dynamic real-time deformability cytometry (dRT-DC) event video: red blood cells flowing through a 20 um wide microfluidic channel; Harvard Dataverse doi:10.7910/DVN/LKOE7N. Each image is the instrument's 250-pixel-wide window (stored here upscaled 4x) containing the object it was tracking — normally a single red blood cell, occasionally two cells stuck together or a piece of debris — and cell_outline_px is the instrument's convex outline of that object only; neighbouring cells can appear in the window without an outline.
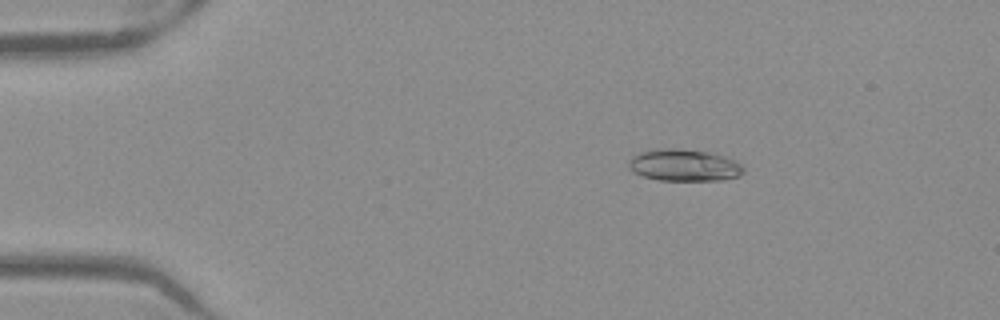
{"species": "Egyptian fruit bat (a non-hibernating species)", "species_latin": "Rousettus aegyptiacus", "temperature_condition": "warm", "stored_images_in_passage": 52, "camera_frame_rate_fps": 3000, "um_per_image_px": 0.085, "frame": {"image": 1, "passage_image": 9, "time_ms": 2.667, "image_size_px": [1000, 320], "cell_outline_px": [[744, 172], [740, 176], [724, 180], [660, 180], [644, 176], [632, 172], [628, 168], [628, 160], [632, 156], [640, 152], [656, 148], [676, 148], [708, 152], [724, 156], [740, 164], [744, 168]], "centroid_in_image_um": [58.12, 14.04], "position_along_channel_um": 26.9, "area_um2": 21.44}}
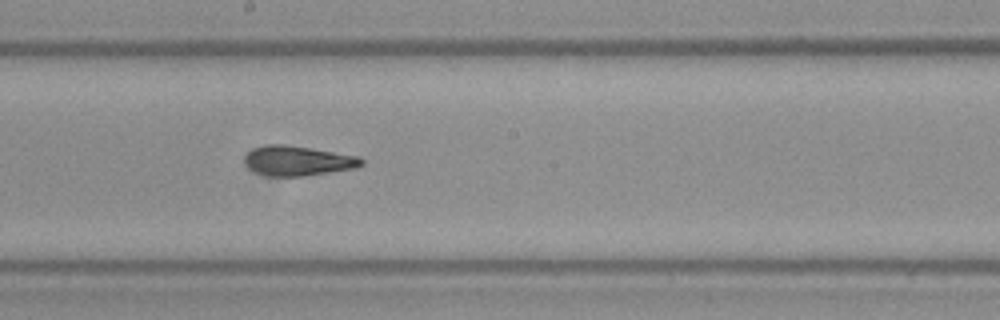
{"frame": {"image": 2, "passage_image": 29, "time_ms": 9.333, "image_size_px": [1000, 320], "cell_outline_px": [[364, 164], [356, 168], [304, 176], [268, 176], [256, 172], [248, 168], [244, 164], [244, 156], [248, 152], [256, 148], [268, 144], [284, 144], [360, 156], [364, 160]], "centroid_in_image_um": [25.32, 13.67], "position_along_channel_um": 222.9, "area_um2": 20.35}}
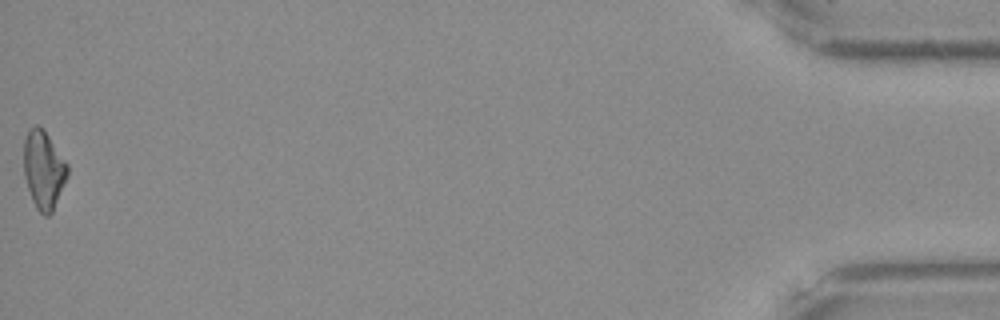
{"frame": {"image": 3, "passage_image": 52, "time_ms": 17.0, "image_size_px": [1000, 320], "cell_outline_px": [[68, 176], [52, 212], [48, 216], [44, 216], [36, 208], [32, 200], [24, 176], [24, 140], [28, 132], [36, 124], [44, 128], [68, 164]], "centroid_in_image_um": [3.72, 14.42], "position_along_channel_um": 431.5, "area_um2": 19.94}, "authors_computed_cell_mechanics": {"area_um2": 20.2589, "velocity_mm_per_s": 3.9755, "shape_relaxation_time_tau1_ms": 9.6327, "shape_relaxation_time_tau2_ms": 1.8042, "deformation_change_tau1": 0.2713, "deformation_change_tau2": 0.0891}}